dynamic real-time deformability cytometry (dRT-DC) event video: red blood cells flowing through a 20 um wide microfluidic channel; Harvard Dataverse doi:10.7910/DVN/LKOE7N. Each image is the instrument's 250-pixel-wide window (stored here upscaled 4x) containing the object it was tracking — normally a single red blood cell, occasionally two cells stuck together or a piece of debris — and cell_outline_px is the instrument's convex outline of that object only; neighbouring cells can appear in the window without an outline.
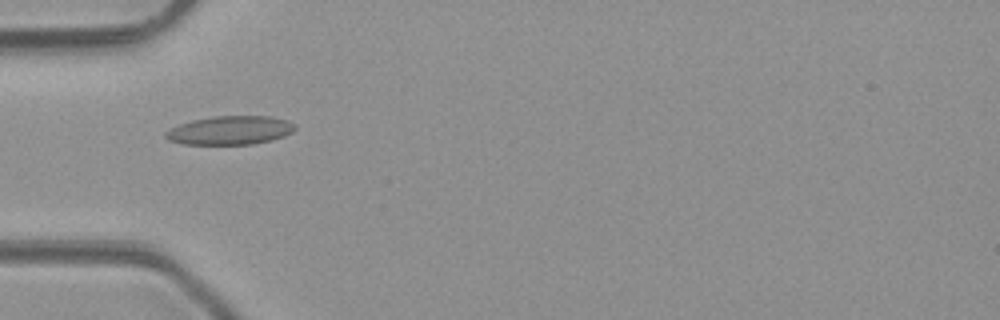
{"species": "common noctule bat (a hibernating species)", "species_latin": "Nyctalus noctula", "temperature_condition": "room temperature", "stored_images_in_passage": 6, "camera_frame_rate_fps": 3000, "um_per_image_px": 0.085, "animal": {"sex": "male", "body_mass_g": 23.1, "forearm_length_mm": 52.7}, "frame": {"image": 1, "passage_image": 5, "time_ms": 4.667, "image_size_px": [1000, 320], "cell_outline_px": [[296, 128], [292, 132], [284, 136], [272, 140], [252, 144], [184, 144], [168, 140], [164, 136], [164, 132], [180, 124], [192, 120], [216, 116], [272, 116], [288, 120], [296, 124]], "centroid_in_image_um": [19.59, 11.07], "position_along_channel_um": 65.4, "area_um2": 21.68}}
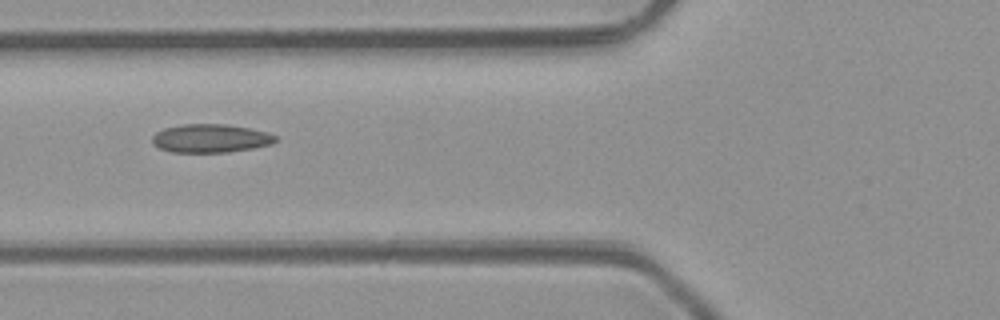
{"frame": {"image": 2, "passage_image": 6, "time_ms": 5.667, "image_size_px": [1000, 320], "cell_outline_px": [[276, 140], [272, 144], [256, 148], [228, 152], [172, 152], [160, 148], [152, 144], [152, 136], [156, 132], [164, 128], [184, 124], [228, 124], [268, 132], [276, 136]], "centroid_in_image_um": [17.9, 11.76], "position_along_channel_um": 107.9, "area_um2": 20.52}}